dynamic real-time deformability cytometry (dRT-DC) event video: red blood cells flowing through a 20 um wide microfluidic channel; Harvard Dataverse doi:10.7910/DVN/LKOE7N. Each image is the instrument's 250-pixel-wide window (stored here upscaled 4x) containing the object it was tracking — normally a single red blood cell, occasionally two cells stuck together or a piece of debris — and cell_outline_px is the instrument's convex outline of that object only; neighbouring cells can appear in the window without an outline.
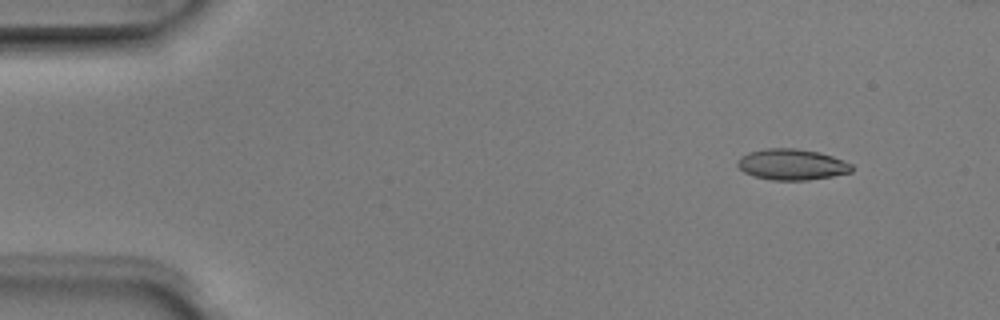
{"species": "Egyptian fruit bat (a non-hibernating species)", "species_latin": "Rousettus aegyptiacus", "temperature_condition": "room temperature", "stored_images_in_passage": 6, "segment_of_instrument_passage": [1, 2], "camera_frame_rate_fps": 3000, "um_per_image_px": 0.085, "animal": {"sex": "male"}, "frame": {"image": 1, "passage_image": 2, "time_ms": 0.333, "image_size_px": [1000, 320], "cell_outline_px": [[856, 168], [852, 172], [832, 176], [808, 180], [772, 180], [756, 176], [744, 172], [736, 164], [736, 160], [740, 156], [748, 152], [764, 148], [796, 148], [820, 152], [844, 160], [852, 164]], "centroid_in_image_um": [67.33, 13.97], "position_along_channel_um": 17.7, "area_um2": 20.87}}